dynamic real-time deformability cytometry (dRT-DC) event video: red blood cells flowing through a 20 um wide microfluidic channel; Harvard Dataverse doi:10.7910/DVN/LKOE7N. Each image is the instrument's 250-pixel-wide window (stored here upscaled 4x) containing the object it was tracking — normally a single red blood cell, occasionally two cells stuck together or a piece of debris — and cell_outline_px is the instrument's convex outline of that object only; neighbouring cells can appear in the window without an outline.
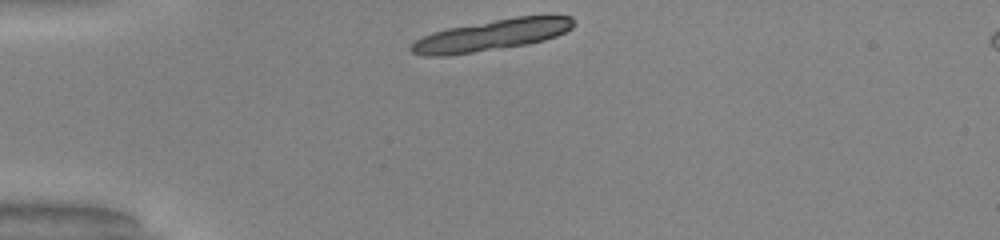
{"species": "common noctule bat (a hibernating species)", "species_latin": "Nyctalus noctula", "temperature_condition": "warm", "stored_images_in_passage": 7, "camera_frame_rate_fps": 3000, "um_per_image_px": 0.085, "animal": {"sex": "male", "body_mass_g": 20.0, "forearm_length_mm": 53.3}, "frame": {"image": 1, "passage_image": 1, "time_ms": 0.0, "image_size_px": [1000, 240], "cell_outline_px": [[572, 28], [556, 36], [544, 40], [528, 44], [448, 56], [424, 56], [412, 52], [408, 48], [416, 40], [432, 32], [448, 28], [516, 16], [572, 16]], "centroid_in_image_um": [41.74, 3.0], "position_along_channel_um": 43.3, "area_um2": 29.13}}